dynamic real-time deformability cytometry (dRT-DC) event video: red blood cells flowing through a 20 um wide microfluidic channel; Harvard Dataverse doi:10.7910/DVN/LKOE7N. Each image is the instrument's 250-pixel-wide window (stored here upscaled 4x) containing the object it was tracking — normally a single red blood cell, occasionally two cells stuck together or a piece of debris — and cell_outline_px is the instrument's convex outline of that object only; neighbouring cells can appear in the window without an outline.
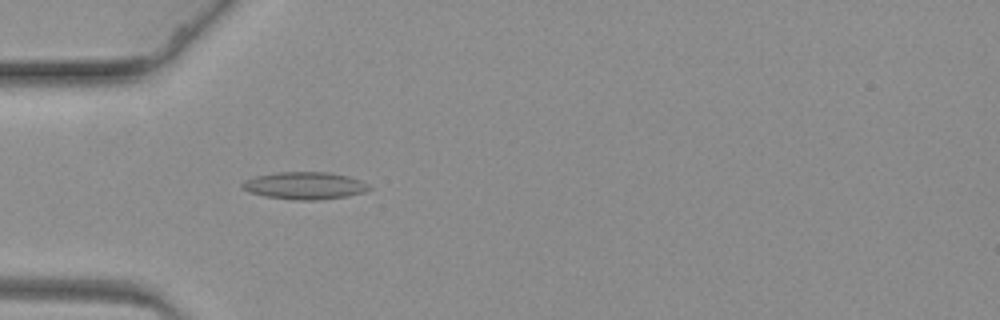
{"species": "common noctule bat (a hibernating species)", "species_latin": "Nyctalus noctula", "temperature_condition": "warm", "stored_images_in_passage": 64, "camera_frame_rate_fps": 3000, "um_per_image_px": 0.085, "animal": {"sex": "female", "body_mass_g": 19.3, "forearm_length_mm": 54.1}, "frame": {"image": 1, "passage_image": 21, "time_ms": 6.667, "image_size_px": [1000, 320], "cell_outline_px": [[372, 188], [364, 192], [348, 196], [320, 200], [292, 200], [264, 196], [248, 192], [240, 188], [240, 184], [244, 180], [256, 176], [280, 172], [328, 172], [348, 176], [360, 180], [368, 184]], "centroid_in_image_um": [25.87, 15.79], "position_along_channel_um": 59.1, "area_um2": 20.4}}
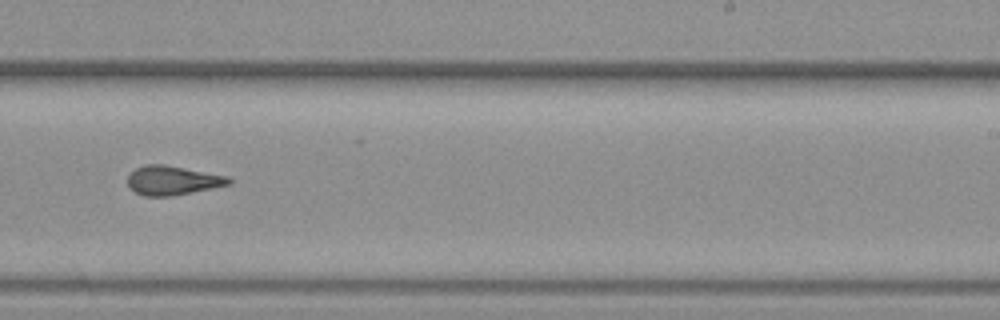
{"frame": {"image": 2, "passage_image": 41, "time_ms": 13.333, "image_size_px": [1000, 320], "cell_outline_px": [[232, 184], [172, 196], [144, 196], [128, 188], [128, 176], [136, 168], [144, 164], [164, 164], [228, 176], [232, 180]], "centroid_in_image_um": [14.67, 15.33], "position_along_channel_um": 274.3, "area_um2": 17.22}}
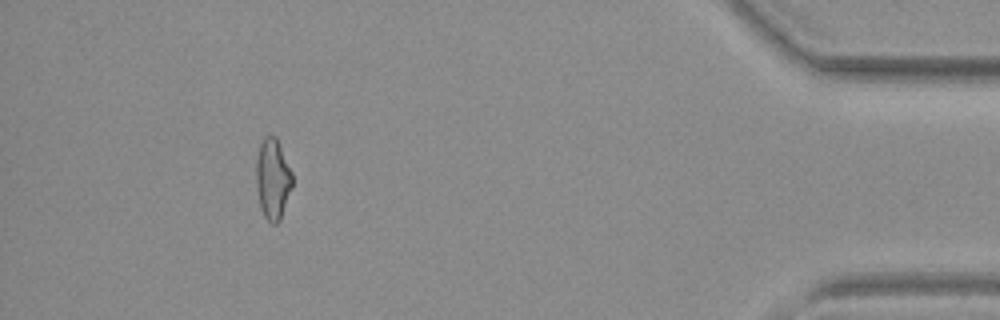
{"frame": {"image": 3, "passage_image": 59, "time_ms": 19.333, "image_size_px": [1000, 320], "cell_outline_px": [[292, 188], [280, 220], [276, 224], [272, 224], [264, 216], [260, 208], [256, 188], [256, 156], [260, 144], [264, 136], [276, 136], [292, 172]], "centroid_in_image_um": [23.17, 15.22], "position_along_channel_um": 412.0, "area_um2": 17.17}}